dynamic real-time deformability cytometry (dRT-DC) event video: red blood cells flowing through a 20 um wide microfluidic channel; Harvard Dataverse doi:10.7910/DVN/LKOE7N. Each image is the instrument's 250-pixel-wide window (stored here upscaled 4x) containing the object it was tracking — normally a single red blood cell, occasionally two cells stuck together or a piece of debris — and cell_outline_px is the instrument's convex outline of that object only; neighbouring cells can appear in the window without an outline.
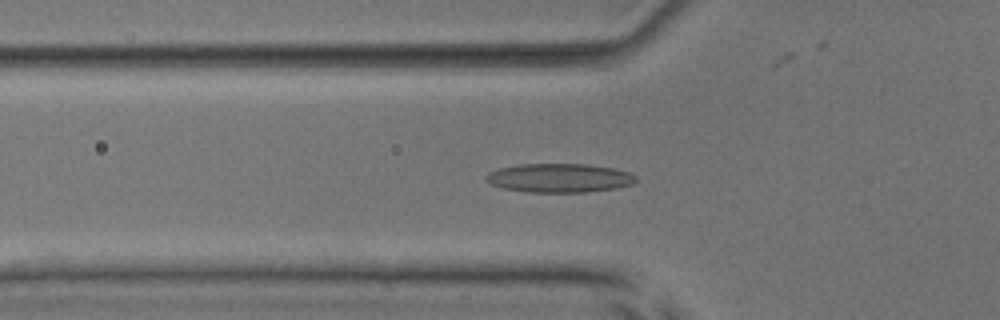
{"species": "common noctule bat (a hibernating species)", "species_latin": "Nyctalus noctula", "temperature_condition": "room temperature", "stored_images_in_passage": 41, "camera_frame_rate_fps": 3000, "um_per_image_px": 0.085, "animal": {"sex": "male", "body_mass_g": 17.9, "forearm_length_mm": 54.2}, "frame": {"image": 1, "passage_image": 6, "time_ms": 1.667, "image_size_px": [1000, 320], "cell_outline_px": [[636, 180], [632, 184], [616, 188], [588, 192], [528, 192], [504, 188], [492, 184], [484, 180], [484, 176], [488, 172], [500, 168], [520, 164], [588, 164], [616, 168], [628, 172], [636, 176]], "centroid_in_image_um": [47.55, 15.12], "position_along_channel_um": 78.3, "area_um2": 25.32}}
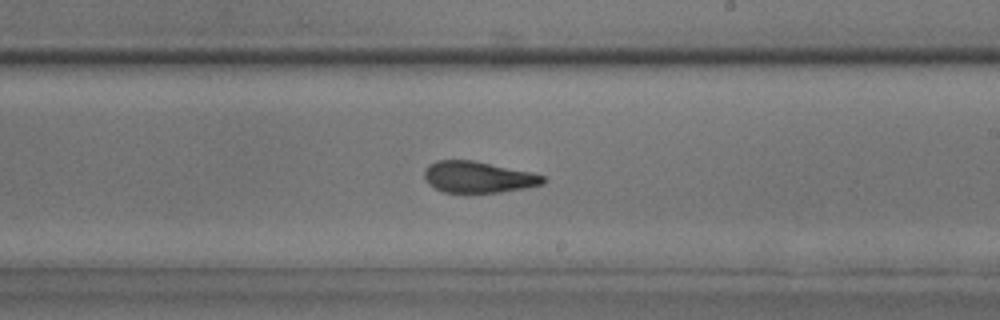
{"frame": {"image": 2, "passage_image": 19, "time_ms": 6.0, "image_size_px": [1000, 320], "cell_outline_px": [[544, 184], [524, 188], [500, 192], [444, 192], [428, 184], [424, 176], [424, 168], [428, 164], [436, 160], [472, 160], [532, 172], [544, 176]], "centroid_in_image_um": [40.61, 15.04], "position_along_channel_um": 248.4, "area_um2": 21.62}}
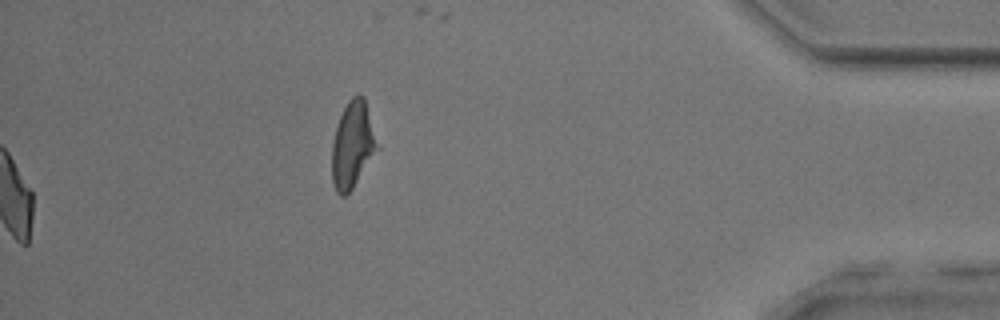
{"frame": {"image": 3, "passage_image": 41, "time_ms": 13.333, "image_size_px": [1000, 320], "cell_outline_px": [[380, 148], [352, 188], [344, 196], [340, 196], [336, 192], [332, 180], [332, 144], [336, 128], [340, 116], [348, 100], [352, 96], [360, 92], [364, 96]], "centroid_in_image_um": [29.99, 12.29], "position_along_channel_um": 405.2, "area_um2": 22.95}, "authors_computed_cell_mechanics": {"area_um2": 22.4264, "velocity_mm_per_s": 3.932, "shape_relaxation_time_tau1_ms": null, "shape_relaxation_time_tau2_ms": 2.2396, "deformation_change_tau1": null, "deformation_change_tau2": 0.1103}}